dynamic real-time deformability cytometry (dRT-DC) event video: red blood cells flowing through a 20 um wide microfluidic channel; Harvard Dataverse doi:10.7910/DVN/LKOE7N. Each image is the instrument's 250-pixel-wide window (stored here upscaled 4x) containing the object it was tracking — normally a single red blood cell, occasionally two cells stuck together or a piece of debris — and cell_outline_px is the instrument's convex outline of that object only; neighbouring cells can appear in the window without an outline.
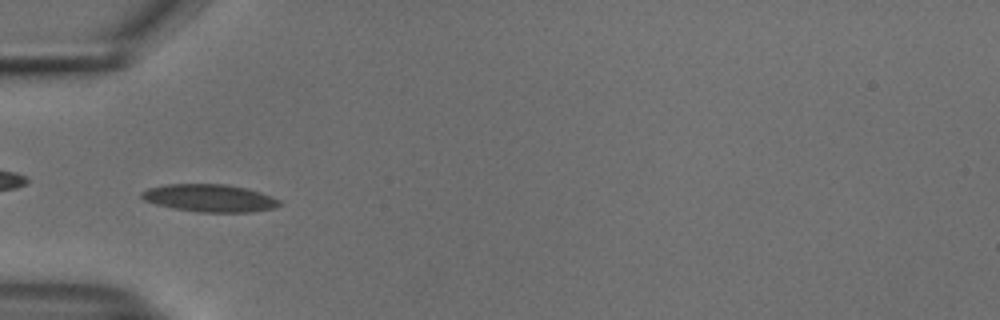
{"species": "common noctule bat (a hibernating species)", "species_latin": "Nyctalus noctula", "temperature_condition": "cold", "stored_images_in_passage": 53, "camera_frame_rate_fps": 3000, "um_per_image_px": 0.085, "animal": {"sex": "male", "body_mass_g": 18.8}, "frame": {"image": 1, "passage_image": 17, "time_ms": 5.333, "image_size_px": [1000, 320], "cell_outline_px": [[284, 204], [276, 208], [248, 212], [196, 212], [156, 204], [144, 200], [140, 196], [140, 192], [148, 188], [168, 184], [224, 184], [244, 188], [260, 192], [272, 196], [280, 200]], "centroid_in_image_um": [17.85, 16.84], "position_along_channel_um": 67.2, "area_um2": 22.14}}
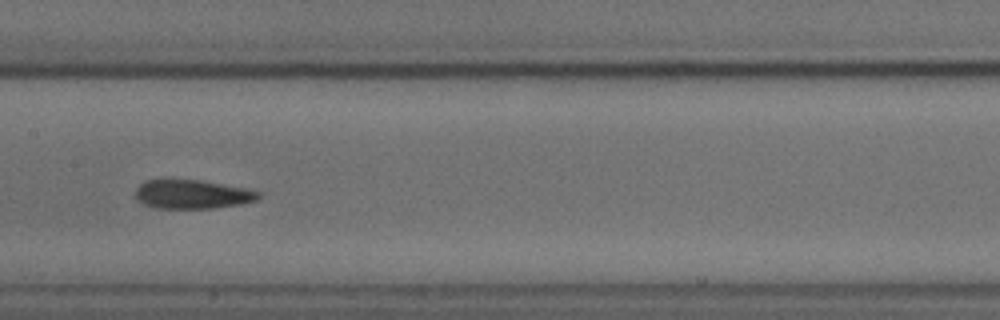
{"frame": {"image": 2, "passage_image": 27, "time_ms": 8.667, "image_size_px": [1000, 320], "cell_outline_px": [[260, 196], [256, 200], [240, 204], [216, 208], [156, 208], [144, 204], [136, 200], [136, 188], [144, 180], [164, 176], [204, 180], [248, 188], [260, 192]], "centroid_in_image_um": [16.29, 16.45], "position_along_channel_um": 191.1, "area_um2": 21.73}}
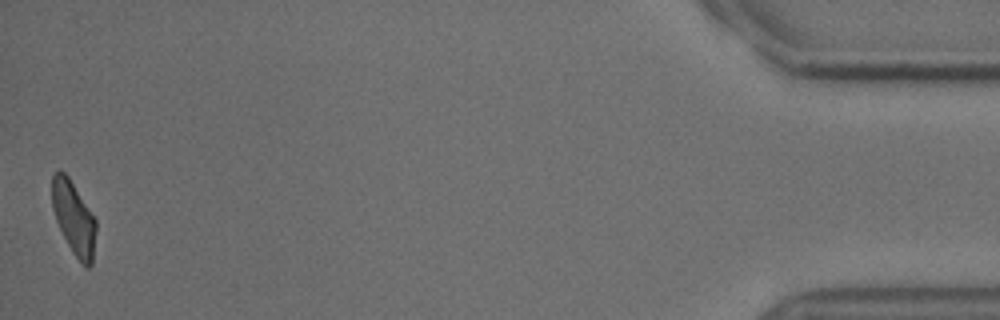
{"frame": {"image": 3, "passage_image": 53, "time_ms": 17.333, "image_size_px": [1000, 320], "cell_outline_px": [[96, 232], [92, 264], [88, 268], [84, 268], [72, 252], [56, 220], [52, 208], [52, 176], [56, 172], [64, 172], [68, 176], [96, 220]], "centroid_in_image_um": [6.28, 18.58], "position_along_channel_um": 428.9, "area_um2": 18.55}, "authors_computed_cell_mechanics": {"area_um2": 21.0392, "velocity_mm_per_s": 3.7399, "shape_relaxation_time_tau1_ms": null, "shape_relaxation_time_tau2_ms": 3.2206, "deformation_change_tau1": null, "deformation_change_tau2": 0.1045}}